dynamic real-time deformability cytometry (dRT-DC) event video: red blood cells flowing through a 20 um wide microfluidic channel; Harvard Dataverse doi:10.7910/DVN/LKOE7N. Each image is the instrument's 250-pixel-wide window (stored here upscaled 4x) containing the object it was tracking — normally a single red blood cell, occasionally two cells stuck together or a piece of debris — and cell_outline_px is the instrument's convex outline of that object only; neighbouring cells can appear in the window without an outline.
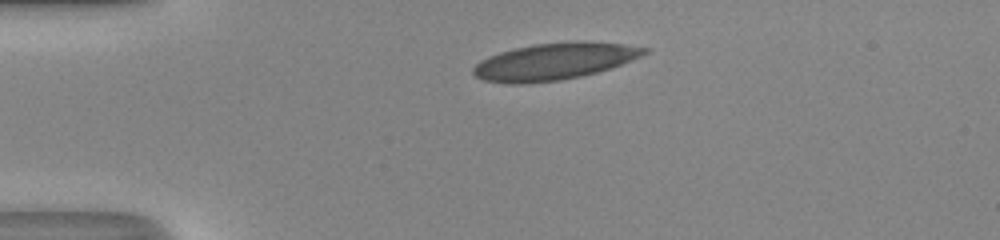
{"species": "human", "species_latin": "Homo sapiens", "temperature_condition": "room temperature", "stored_images_in_passage": 31, "camera_frame_rate_fps": 3000, "um_per_image_px": 0.085, "donor": {"sex": "male"}, "frame": {"image": 1, "passage_image": 1, "time_ms": 0.0, "image_size_px": [1000, 240], "cell_outline_px": [[652, 48], [648, 52], [632, 60], [612, 68], [580, 76], [560, 80], [520, 84], [504, 84], [484, 80], [476, 76], [472, 72], [472, 68], [480, 60], [488, 56], [500, 52], [516, 48], [536, 44], [572, 40], [588, 40], [624, 44]], "centroid_in_image_um": [47.14, 5.2], "position_along_channel_um": 37.9, "area_um2": 37.05}}
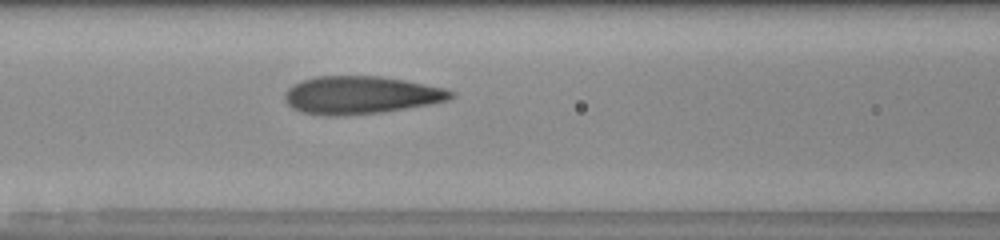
{"frame": {"image": 2, "passage_image": 11, "time_ms": 3.333, "image_size_px": [1000, 240], "cell_outline_px": [[456, 96], [448, 100], [428, 104], [380, 112], [340, 116], [328, 116], [304, 112], [292, 108], [284, 100], [284, 96], [288, 88], [292, 84], [300, 80], [316, 76], [380, 76], [404, 80], [444, 88], [456, 92]], "centroid_in_image_um": [30.64, 8.07], "position_along_channel_um": 136.0, "area_um2": 36.53}}
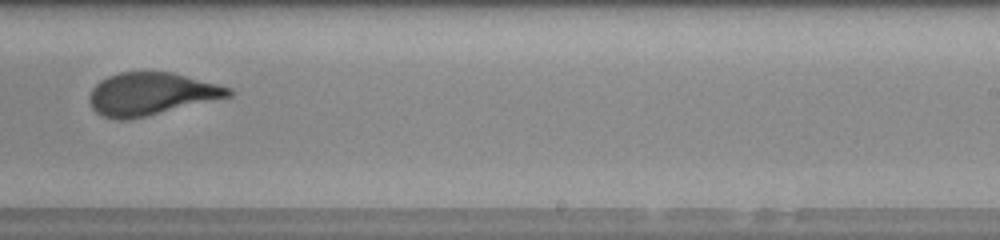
{"frame": {"image": 3, "passage_image": 21, "time_ms": 6.667, "image_size_px": [1000, 240], "cell_outline_px": [[232, 96], [128, 120], [120, 120], [104, 116], [96, 112], [92, 108], [88, 100], [88, 96], [92, 88], [100, 80], [108, 76], [120, 72], [172, 72], [232, 88]], "centroid_in_image_um": [12.81, 7.98], "position_along_channel_um": 276.2, "area_um2": 34.33}, "authors_computed_cell_mechanics": {"area_um2": 36.1828, "velocity_mm_per_s": 4.2299, "shape_relaxation_time_tau1_ms": null, "shape_relaxation_time_tau2_ms": 0.7581, "deformation_change_tau1": null, "deformation_change_tau2": 0.0705}}